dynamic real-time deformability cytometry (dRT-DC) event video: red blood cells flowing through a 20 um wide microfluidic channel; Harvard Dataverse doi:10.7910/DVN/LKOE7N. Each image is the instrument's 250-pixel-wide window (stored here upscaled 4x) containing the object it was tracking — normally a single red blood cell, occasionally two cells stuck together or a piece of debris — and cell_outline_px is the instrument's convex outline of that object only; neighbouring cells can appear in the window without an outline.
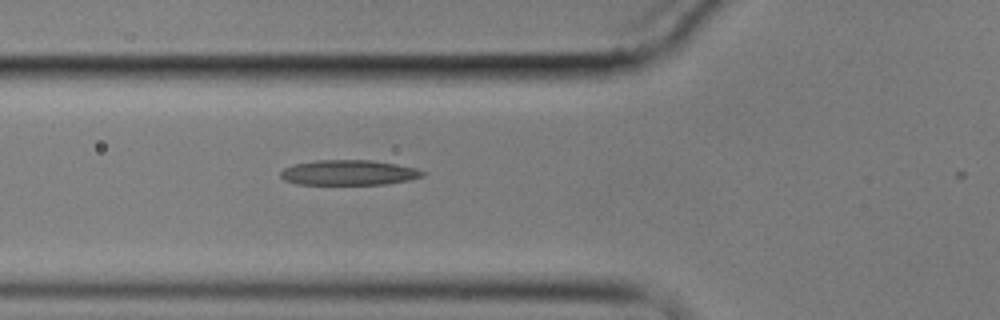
{"species": "common noctule bat (a hibernating species)", "species_latin": "Nyctalus noctula", "temperature_condition": "cold", "stored_images_in_passage": 6, "camera_frame_rate_fps": 3000, "um_per_image_px": 0.085, "animal": {"sex": "male", "body_mass_g": 17.9}, "frame": {"image": 1, "passage_image": 5, "time_ms": 4.667, "image_size_px": [1000, 320], "cell_outline_px": [[428, 172], [424, 176], [408, 180], [384, 184], [296, 184], [284, 180], [280, 176], [280, 172], [284, 168], [296, 164], [316, 160], [372, 160], [396, 164], [416, 168]], "centroid_in_image_um": [29.66, 14.67], "position_along_channel_um": 96.1, "area_um2": 20.81}}